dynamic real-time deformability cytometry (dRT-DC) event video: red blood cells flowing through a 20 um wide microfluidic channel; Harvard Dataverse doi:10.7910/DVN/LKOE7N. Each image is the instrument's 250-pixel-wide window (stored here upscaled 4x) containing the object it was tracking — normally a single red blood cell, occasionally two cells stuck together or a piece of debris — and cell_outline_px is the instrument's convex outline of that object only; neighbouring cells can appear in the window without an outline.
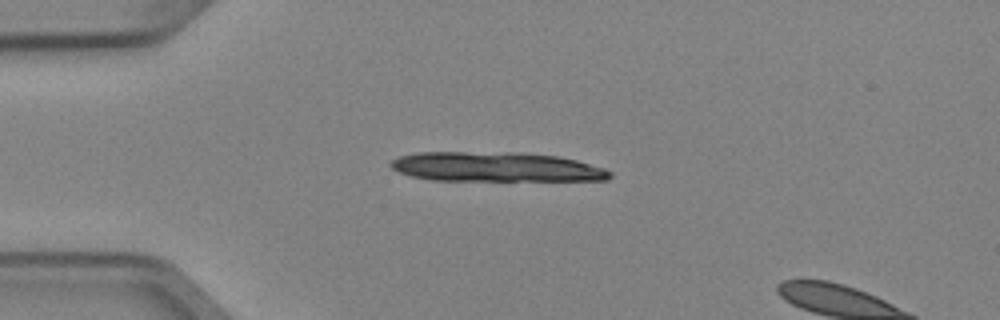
{"species": "Egyptian fruit bat (a non-hibernating species)", "species_latin": "Rousettus aegyptiacus", "temperature_condition": "cold", "stored_images_in_passage": 2, "camera_frame_rate_fps": 3000, "um_per_image_px": 0.085, "animal": {"sex": "female"}, "frame": {"image": 1, "passage_image": 1, "time_ms": 0.0, "image_size_px": [1000, 320], "cell_outline_px": [[612, 176], [608, 180], [432, 180], [412, 176], [400, 172], [392, 168], [388, 164], [392, 160], [400, 156], [416, 152], [520, 152], [556, 156], [576, 160], [604, 168], [612, 172]], "centroid_in_image_um": [42.15, 14.18], "position_along_channel_um": 42.8, "area_um2": 37.74}}